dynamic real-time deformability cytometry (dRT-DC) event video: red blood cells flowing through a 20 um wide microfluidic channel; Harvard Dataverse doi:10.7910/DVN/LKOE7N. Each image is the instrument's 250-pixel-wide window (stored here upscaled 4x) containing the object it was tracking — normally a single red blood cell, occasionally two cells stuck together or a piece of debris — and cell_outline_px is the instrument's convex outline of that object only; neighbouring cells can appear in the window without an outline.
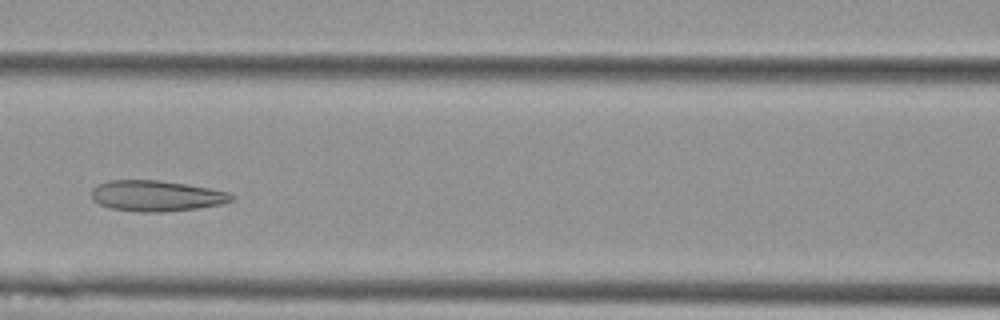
{"species": "Egyptian fruit bat (a non-hibernating species)", "species_latin": "Rousettus aegyptiacus", "temperature_condition": "cold", "stored_images_in_passage": 6, "camera_frame_rate_fps": 3000, "um_per_image_px": 0.085, "animal": {"sex": "female"}, "frame": {"image": 1, "passage_image": 5, "time_ms": 1.333, "image_size_px": [1000, 320], "cell_outline_px": [[236, 196], [232, 200], [220, 204], [196, 208], [160, 212], [140, 212], [108, 208], [92, 200], [92, 188], [96, 184], [108, 180], [156, 180], [184, 184], [208, 188], [228, 192]], "centroid_in_image_um": [13.23, 16.64], "position_along_channel_um": 153.4, "area_um2": 25.03}}
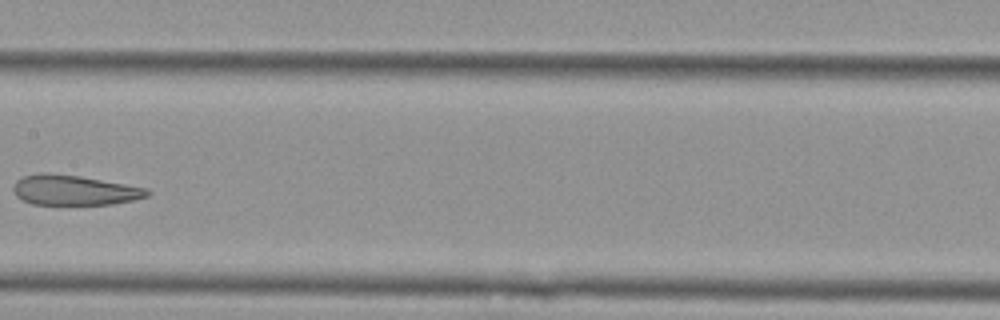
{"frame": {"image": 2, "passage_image": 6, "time_ms": 1.667, "image_size_px": [1000, 320], "cell_outline_px": [[152, 192], [148, 196], [132, 200], [112, 204], [32, 204], [16, 196], [12, 192], [12, 188], [16, 180], [24, 176], [44, 172], [48, 172], [80, 176], [148, 188]], "centroid_in_image_um": [6.3, 16.15], "position_along_channel_um": 201.1, "area_um2": 23.47}}